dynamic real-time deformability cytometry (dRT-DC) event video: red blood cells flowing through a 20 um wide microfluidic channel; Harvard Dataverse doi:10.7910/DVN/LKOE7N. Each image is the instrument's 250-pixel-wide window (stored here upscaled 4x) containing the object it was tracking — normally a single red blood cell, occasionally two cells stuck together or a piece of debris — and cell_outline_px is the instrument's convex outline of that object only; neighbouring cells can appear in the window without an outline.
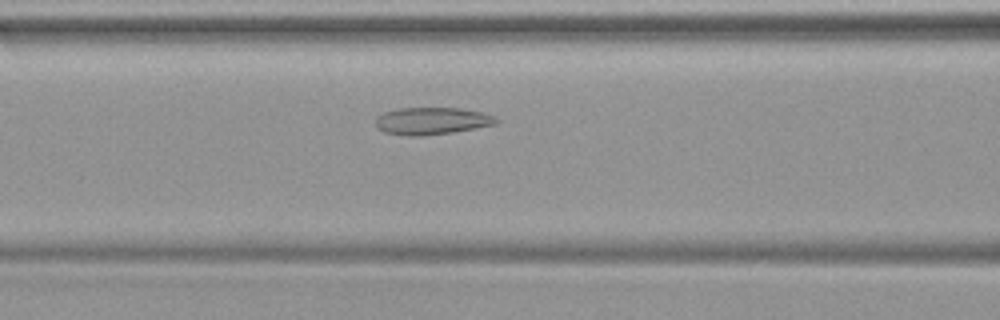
{"species": "common noctule bat (a hibernating species)", "species_latin": "Nyctalus noctula", "temperature_condition": "warm", "stored_images_in_passage": 31, "camera_frame_rate_fps": 3000, "um_per_image_px": 0.085, "animal": {"sex": "female", "body_mass_g": 19.9}, "frame": {"image": 1, "passage_image": 7, "time_ms": 2.0, "image_size_px": [1000, 320], "cell_outline_px": [[500, 120], [496, 124], [476, 128], [452, 132], [424, 136], [408, 136], [384, 132], [376, 128], [376, 116], [384, 112], [400, 108], [460, 108], [484, 112], [496, 116]], "centroid_in_image_um": [36.72, 10.28], "position_along_channel_um": 129.9, "area_um2": 19.36}}
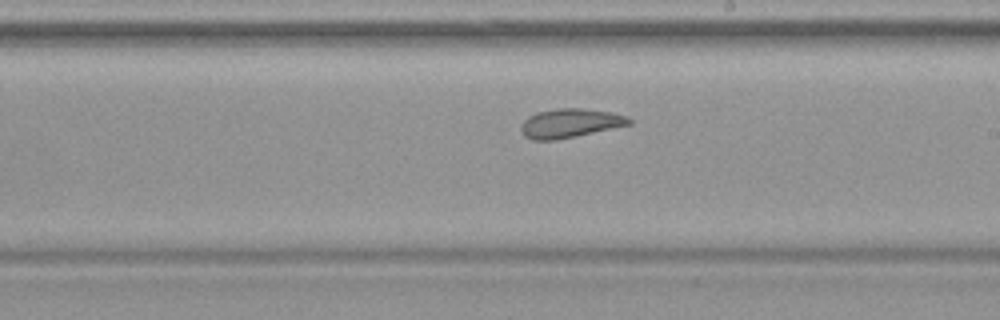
{"frame": {"image": 2, "passage_image": 15, "time_ms": 4.667, "image_size_px": [1000, 320], "cell_outline_px": [[632, 124], [576, 136], [556, 140], [532, 140], [524, 136], [520, 132], [520, 124], [528, 116], [536, 112], [556, 108], [580, 108], [612, 112], [628, 116], [632, 120]], "centroid_in_image_um": [48.43, 10.47], "position_along_channel_um": 240.6, "area_um2": 18.5}}
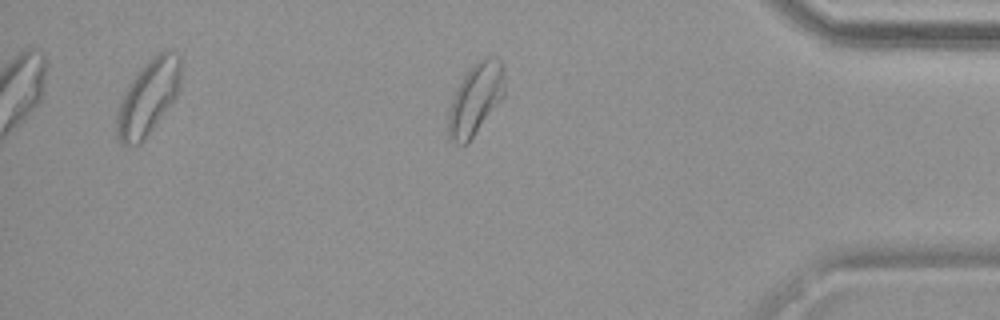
{"frame": {"image": 3, "passage_image": 28, "time_ms": 9.0, "image_size_px": [1000, 320], "cell_outline_px": [[504, 96], [472, 136], [464, 144], [456, 144], [448, 136], [448, 112], [452, 100], [464, 76], [472, 64], [476, 60], [484, 56], [488, 56], [500, 60], [504, 68]], "centroid_in_image_um": [40.43, 8.36], "position_along_channel_um": 394.8, "area_um2": 22.95}}